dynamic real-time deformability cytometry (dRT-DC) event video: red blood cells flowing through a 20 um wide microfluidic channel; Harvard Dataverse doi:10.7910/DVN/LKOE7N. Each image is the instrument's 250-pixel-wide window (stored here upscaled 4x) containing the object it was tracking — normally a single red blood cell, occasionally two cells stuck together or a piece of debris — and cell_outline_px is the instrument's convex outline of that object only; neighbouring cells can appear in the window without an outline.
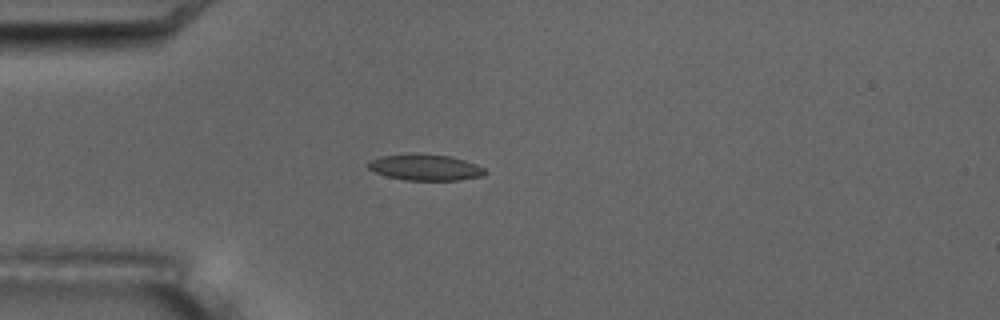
{"species": "common noctule bat (a hibernating species)", "species_latin": "Nyctalus noctula", "temperature_condition": "room temperature", "stored_images_in_passage": 4, "camera_frame_rate_fps": 3000, "um_per_image_px": 0.085, "animal": {"sex": "male", "body_mass_g": 17.5, "forearm_length_mm": 52.3}, "frame": {"image": 1, "passage_image": 4, "time_ms": 3.333, "image_size_px": [1000, 320], "cell_outline_px": [[488, 172], [480, 176], [460, 180], [404, 180], [388, 176], [376, 172], [368, 168], [364, 164], [368, 160], [380, 156], [416, 152], [448, 156], [464, 160], [476, 164], [484, 168]], "centroid_in_image_um": [36.09, 14.21], "position_along_channel_um": 48.9, "area_um2": 18.03}}